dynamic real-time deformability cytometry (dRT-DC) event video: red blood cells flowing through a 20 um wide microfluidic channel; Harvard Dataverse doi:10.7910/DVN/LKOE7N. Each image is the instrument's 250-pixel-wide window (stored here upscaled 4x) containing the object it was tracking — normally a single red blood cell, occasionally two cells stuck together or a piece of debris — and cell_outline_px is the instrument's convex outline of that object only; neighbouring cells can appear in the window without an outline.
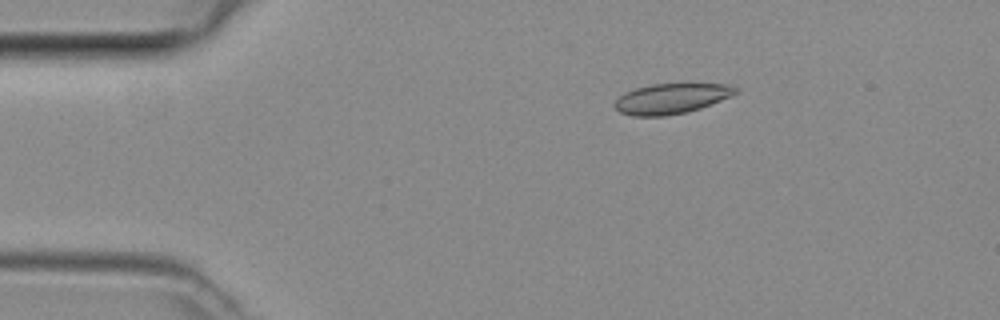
{"species": "common noctule bat (a hibernating species)", "species_latin": "Nyctalus noctula", "temperature_condition": "room temperature", "stored_images_in_passage": 4, "camera_frame_rate_fps": 3000, "um_per_image_px": 0.085, "animal": {"sex": "female", "body_mass_g": 29.2, "forearm_length_mm": 56.3}, "frame": {"image": 1, "passage_image": 2, "time_ms": 0.333, "image_size_px": [1000, 320], "cell_outline_px": [[736, 92], [720, 100], [700, 108], [684, 112], [664, 116], [632, 116], [620, 112], [612, 104], [624, 92], [636, 88], [652, 84], [728, 84], [736, 88]], "centroid_in_image_um": [56.98, 8.38], "position_along_channel_um": 28.0, "area_um2": 20.92}}
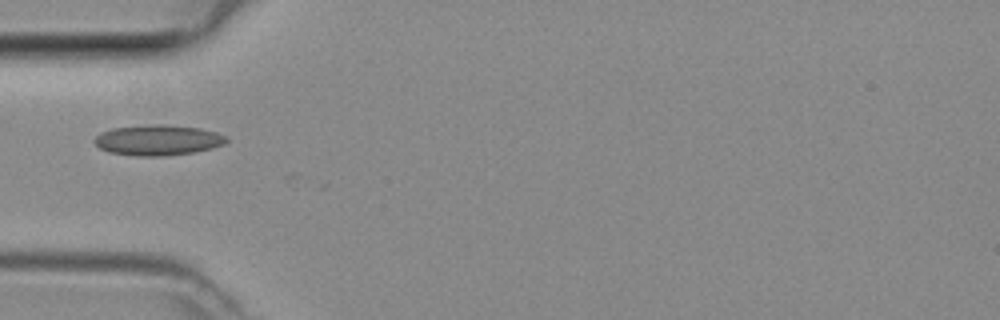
{"frame": {"image": 2, "passage_image": 4, "time_ms": 1.0, "image_size_px": [1000, 320], "cell_outline_px": [[228, 140], [224, 144], [212, 148], [192, 152], [164, 156], [136, 156], [108, 152], [100, 148], [92, 140], [100, 132], [112, 128], [156, 124], [164, 124], [200, 128], [216, 132], [228, 136]], "centroid_in_image_um": [13.42, 11.91], "position_along_channel_um": 71.6, "area_um2": 23.52}}